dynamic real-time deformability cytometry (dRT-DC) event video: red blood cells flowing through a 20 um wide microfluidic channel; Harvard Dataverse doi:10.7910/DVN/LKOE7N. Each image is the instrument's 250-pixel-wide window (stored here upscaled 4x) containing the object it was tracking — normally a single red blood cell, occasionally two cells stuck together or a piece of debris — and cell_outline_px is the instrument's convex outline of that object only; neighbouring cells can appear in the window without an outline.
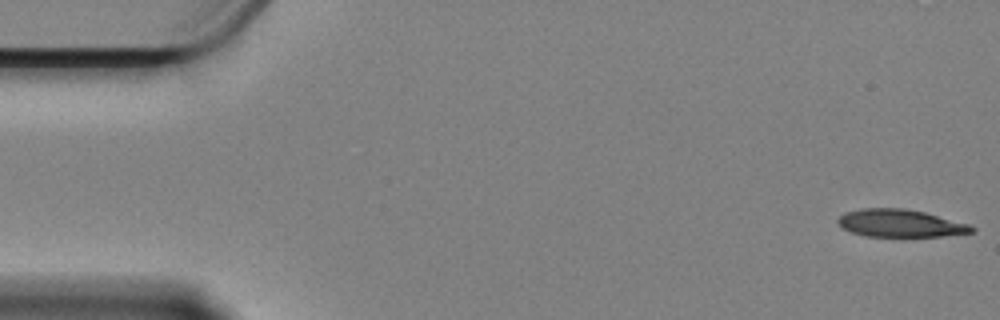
{"species": "Egyptian fruit bat (a non-hibernating species)", "species_latin": "Rousettus aegyptiacus", "temperature_condition": "cold", "stored_images_in_passage": 59, "camera_frame_rate_fps": 3000, "um_per_image_px": 0.085, "animal": {"sex": "female"}, "frame": {"image": 1, "passage_image": 1, "time_ms": 0.0, "image_size_px": [1000, 320], "cell_outline_px": [[976, 228], [972, 232], [940, 236], [868, 236], [852, 232], [844, 228], [836, 220], [844, 212], [864, 208], [904, 208], [924, 212], [968, 224]], "centroid_in_image_um": [76.5, 18.97], "position_along_channel_um": 8.5, "area_um2": 21.15}}
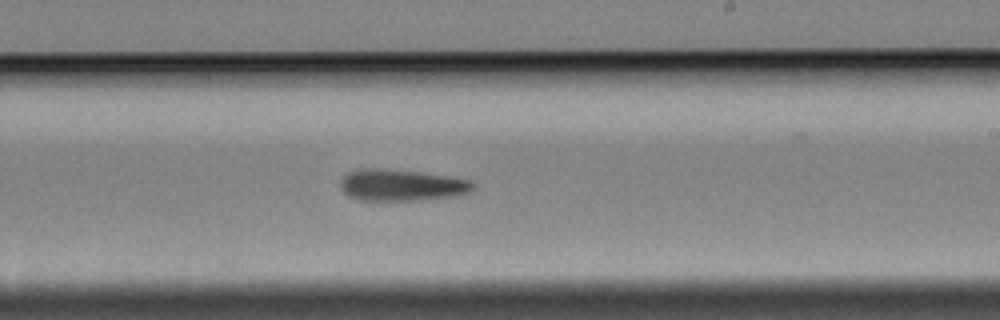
{"frame": {"image": 2, "passage_image": 34, "time_ms": 11.0, "image_size_px": [1000, 320], "cell_outline_px": [[476, 188], [468, 192], [456, 196], [424, 200], [360, 200], [348, 196], [340, 188], [340, 180], [348, 172], [372, 168], [420, 172], [448, 176], [472, 180], [476, 184]], "centroid_in_image_um": [34.18, 15.75], "position_along_channel_um": 254.8, "area_um2": 24.39}}
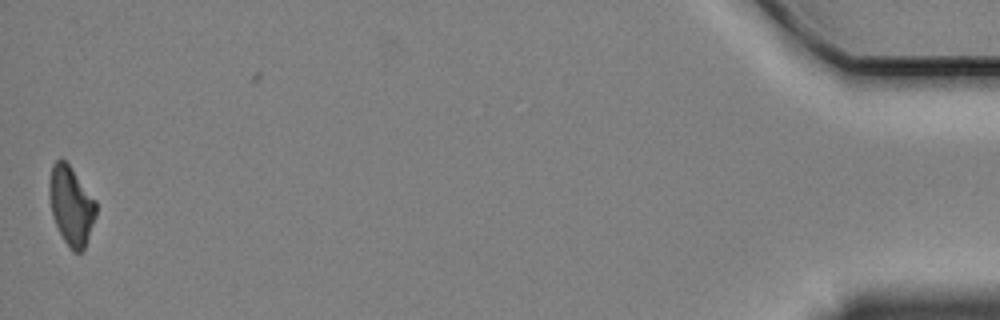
{"frame": {"image": 3, "passage_image": 58, "time_ms": 19.0, "image_size_px": [1000, 320], "cell_outline_px": [[96, 216], [84, 248], [80, 252], [72, 252], [64, 240], [52, 216], [48, 192], [48, 188], [52, 164], [56, 160], [64, 160], [68, 164], [96, 200]], "centroid_in_image_um": [6.04, 17.48], "position_along_channel_um": 429.2, "area_um2": 21.27}, "authors_computed_cell_mechanics": {"area_um2": 23.3512, "velocity_mm_per_s": 3.3564, "shape_relaxation_time_tau1_ms": 7.7393, "shape_relaxation_time_tau2_ms": null, "deformation_change_tau1": 0.1627, "deformation_change_tau2": null}}